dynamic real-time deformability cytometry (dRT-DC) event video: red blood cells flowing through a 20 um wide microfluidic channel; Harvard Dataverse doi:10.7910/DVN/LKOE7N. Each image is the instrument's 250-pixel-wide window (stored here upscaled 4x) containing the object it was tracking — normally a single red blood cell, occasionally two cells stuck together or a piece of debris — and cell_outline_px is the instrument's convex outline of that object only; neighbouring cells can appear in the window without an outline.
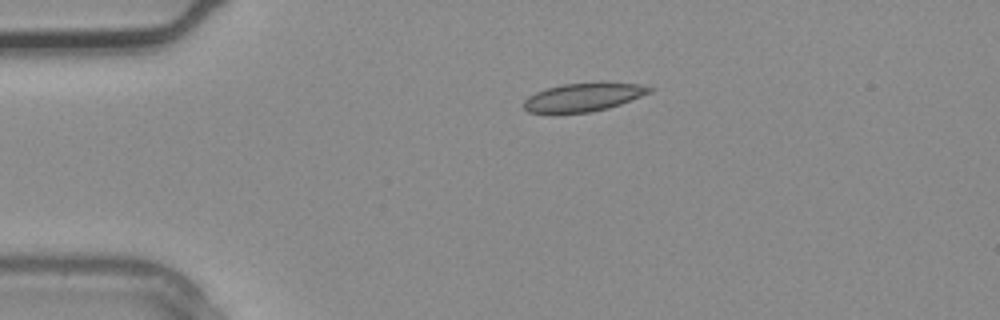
{"species": "common noctule bat (a hibernating species)", "species_latin": "Nyctalus noctula", "temperature_condition": "warm", "stored_images_in_passage": 1, "camera_frame_rate_fps": 3000, "um_per_image_px": 0.085, "animal": {"sex": "male", "body_mass_g": 20.4}, "frame": {"image": 1, "passage_image": 1, "time_ms": 0.0, "image_size_px": [1000, 320], "cell_outline_px": [[656, 88], [652, 92], [620, 104], [608, 108], [588, 112], [528, 112], [524, 108], [524, 100], [528, 96], [544, 88], [564, 84], [640, 84]], "centroid_in_image_um": [49.58, 8.27], "position_along_channel_um": 35.4, "area_um2": 20.11}}